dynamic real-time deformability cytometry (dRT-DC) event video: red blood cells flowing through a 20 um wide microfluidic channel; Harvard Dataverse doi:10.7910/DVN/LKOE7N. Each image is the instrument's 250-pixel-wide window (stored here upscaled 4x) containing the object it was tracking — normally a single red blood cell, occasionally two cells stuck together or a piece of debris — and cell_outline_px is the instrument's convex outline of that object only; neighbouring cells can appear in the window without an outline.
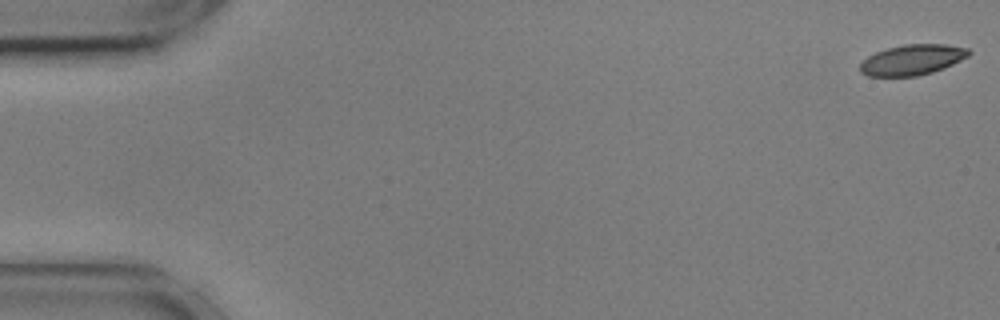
{"species": "common noctule bat (a hibernating species)", "species_latin": "Nyctalus noctula", "temperature_condition": "cold", "stored_images_in_passage": 57, "camera_frame_rate_fps": 3000, "um_per_image_px": 0.085, "animal": {"sex": "male", "body_mass_g": 17.9, "forearm_length_mm": 54.2}, "frame": {"image": 1, "passage_image": 1, "time_ms": 0.0, "image_size_px": [1000, 320], "cell_outline_px": [[972, 52], [968, 56], [944, 68], [932, 72], [916, 76], [868, 76], [860, 72], [860, 64], [868, 56], [876, 52], [888, 48], [904, 44], [944, 44], [968, 48]], "centroid_in_image_um": [77.54, 5.08], "position_along_channel_um": 7.5, "area_um2": 19.19}}
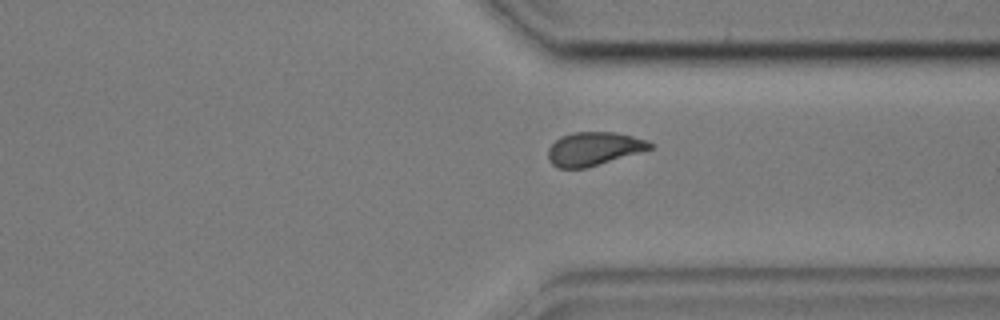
{"frame": {"image": 2, "passage_image": 42, "time_ms": 13.667, "image_size_px": [1000, 320], "cell_outline_px": [[656, 144], [652, 148], [588, 168], [556, 168], [548, 160], [548, 148], [560, 136], [572, 132], [616, 132], [648, 140]], "centroid_in_image_um": [50.47, 12.64], "position_along_channel_um": 360.9, "area_um2": 20.06}}
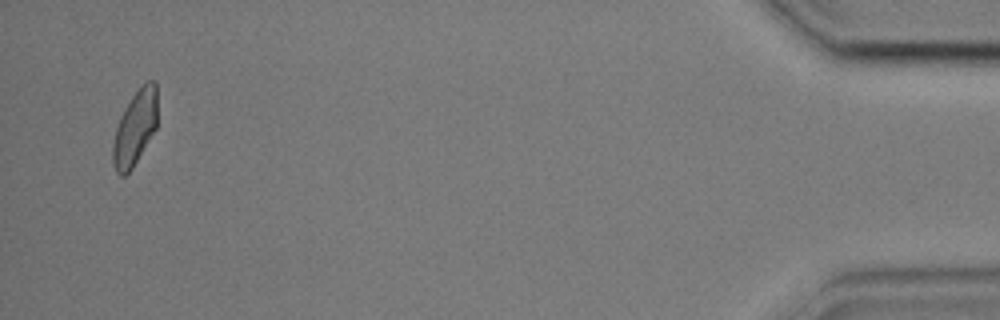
{"frame": {"image": 3, "passage_image": 54, "time_ms": 17.667, "image_size_px": [1000, 320], "cell_outline_px": [[156, 128], [132, 168], [124, 176], [120, 176], [116, 172], [112, 164], [112, 144], [116, 128], [120, 116], [124, 108], [132, 96], [148, 80], [156, 80]], "centroid_in_image_um": [11.45, 10.9], "position_along_channel_um": 423.8, "area_um2": 19.19}, "authors_computed_cell_mechanics": {"area_um2": 20.23, "velocity_mm_per_s": 3.6049, "shape_relaxation_time_tau1_ms": 3.9439, "shape_relaxation_time_tau2_ms": 2.8253, "deformation_change_tau1": 0.1116, "deformation_change_tau2": 0.0674}}